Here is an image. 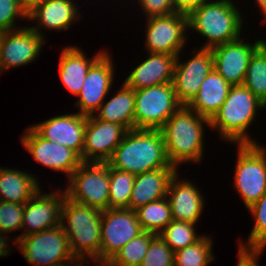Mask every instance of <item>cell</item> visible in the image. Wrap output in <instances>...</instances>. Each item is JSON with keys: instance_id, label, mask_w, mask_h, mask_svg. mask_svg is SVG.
Returning <instances> with one entry per match:
<instances>
[{"instance_id": "cell-1", "label": "cell", "mask_w": 266, "mask_h": 266, "mask_svg": "<svg viewBox=\"0 0 266 266\" xmlns=\"http://www.w3.org/2000/svg\"><path fill=\"white\" fill-rule=\"evenodd\" d=\"M205 126L211 128L209 119L182 105L160 129L169 163L177 170L183 163L197 164L202 161Z\"/></svg>"}, {"instance_id": "cell-2", "label": "cell", "mask_w": 266, "mask_h": 266, "mask_svg": "<svg viewBox=\"0 0 266 266\" xmlns=\"http://www.w3.org/2000/svg\"><path fill=\"white\" fill-rule=\"evenodd\" d=\"M107 163L112 168L134 175L175 168L167 158L161 130L150 129L128 130Z\"/></svg>"}, {"instance_id": "cell-3", "label": "cell", "mask_w": 266, "mask_h": 266, "mask_svg": "<svg viewBox=\"0 0 266 266\" xmlns=\"http://www.w3.org/2000/svg\"><path fill=\"white\" fill-rule=\"evenodd\" d=\"M265 109L266 105L247 87L231 86L226 100L210 120L209 130H217L219 139L230 144H258L248 130L256 121L257 113Z\"/></svg>"}, {"instance_id": "cell-4", "label": "cell", "mask_w": 266, "mask_h": 266, "mask_svg": "<svg viewBox=\"0 0 266 266\" xmlns=\"http://www.w3.org/2000/svg\"><path fill=\"white\" fill-rule=\"evenodd\" d=\"M234 0H210L188 16V28L200 34L205 42L202 47L215 46L239 39L244 27L239 3ZM237 5V6H236Z\"/></svg>"}, {"instance_id": "cell-5", "label": "cell", "mask_w": 266, "mask_h": 266, "mask_svg": "<svg viewBox=\"0 0 266 266\" xmlns=\"http://www.w3.org/2000/svg\"><path fill=\"white\" fill-rule=\"evenodd\" d=\"M101 221L102 210L65 196L60 225L76 259H100Z\"/></svg>"}, {"instance_id": "cell-6", "label": "cell", "mask_w": 266, "mask_h": 266, "mask_svg": "<svg viewBox=\"0 0 266 266\" xmlns=\"http://www.w3.org/2000/svg\"><path fill=\"white\" fill-rule=\"evenodd\" d=\"M234 189L248 208L266 193V145H237Z\"/></svg>"}, {"instance_id": "cell-7", "label": "cell", "mask_w": 266, "mask_h": 266, "mask_svg": "<svg viewBox=\"0 0 266 266\" xmlns=\"http://www.w3.org/2000/svg\"><path fill=\"white\" fill-rule=\"evenodd\" d=\"M66 181L68 185L64 191L67 198L102 211L109 209L108 163L82 162Z\"/></svg>"}, {"instance_id": "cell-8", "label": "cell", "mask_w": 266, "mask_h": 266, "mask_svg": "<svg viewBox=\"0 0 266 266\" xmlns=\"http://www.w3.org/2000/svg\"><path fill=\"white\" fill-rule=\"evenodd\" d=\"M17 248L32 266H70L76 260L61 225L21 236Z\"/></svg>"}, {"instance_id": "cell-9", "label": "cell", "mask_w": 266, "mask_h": 266, "mask_svg": "<svg viewBox=\"0 0 266 266\" xmlns=\"http://www.w3.org/2000/svg\"><path fill=\"white\" fill-rule=\"evenodd\" d=\"M135 129L160 130L182 106L173 83L135 90Z\"/></svg>"}, {"instance_id": "cell-10", "label": "cell", "mask_w": 266, "mask_h": 266, "mask_svg": "<svg viewBox=\"0 0 266 266\" xmlns=\"http://www.w3.org/2000/svg\"><path fill=\"white\" fill-rule=\"evenodd\" d=\"M144 49L151 53L178 56L188 43V16L173 12L145 21Z\"/></svg>"}, {"instance_id": "cell-11", "label": "cell", "mask_w": 266, "mask_h": 266, "mask_svg": "<svg viewBox=\"0 0 266 266\" xmlns=\"http://www.w3.org/2000/svg\"><path fill=\"white\" fill-rule=\"evenodd\" d=\"M142 232L135 210L129 208L103 210L100 260L110 261L125 244Z\"/></svg>"}, {"instance_id": "cell-12", "label": "cell", "mask_w": 266, "mask_h": 266, "mask_svg": "<svg viewBox=\"0 0 266 266\" xmlns=\"http://www.w3.org/2000/svg\"><path fill=\"white\" fill-rule=\"evenodd\" d=\"M106 50L89 68L80 90L79 99L74 103L79 114L93 115L100 108L115 79V63L112 54Z\"/></svg>"}, {"instance_id": "cell-13", "label": "cell", "mask_w": 266, "mask_h": 266, "mask_svg": "<svg viewBox=\"0 0 266 266\" xmlns=\"http://www.w3.org/2000/svg\"><path fill=\"white\" fill-rule=\"evenodd\" d=\"M45 43L46 39L29 26L1 32L0 73L34 63L33 61L37 60Z\"/></svg>"}, {"instance_id": "cell-14", "label": "cell", "mask_w": 266, "mask_h": 266, "mask_svg": "<svg viewBox=\"0 0 266 266\" xmlns=\"http://www.w3.org/2000/svg\"><path fill=\"white\" fill-rule=\"evenodd\" d=\"M55 192L43 193L42 188L24 204L22 234L14 236V244L21 236H27L61 224V212L65 191L59 187ZM60 192V193H59Z\"/></svg>"}, {"instance_id": "cell-15", "label": "cell", "mask_w": 266, "mask_h": 266, "mask_svg": "<svg viewBox=\"0 0 266 266\" xmlns=\"http://www.w3.org/2000/svg\"><path fill=\"white\" fill-rule=\"evenodd\" d=\"M24 133L20 137L21 144L40 165L63 172L69 178L82 163L74 150L42 138L31 126H27Z\"/></svg>"}, {"instance_id": "cell-16", "label": "cell", "mask_w": 266, "mask_h": 266, "mask_svg": "<svg viewBox=\"0 0 266 266\" xmlns=\"http://www.w3.org/2000/svg\"><path fill=\"white\" fill-rule=\"evenodd\" d=\"M75 0H28L27 20L35 23L29 26L40 36L46 38L42 32L67 31L82 17L78 4ZM35 21V22H34Z\"/></svg>"}, {"instance_id": "cell-17", "label": "cell", "mask_w": 266, "mask_h": 266, "mask_svg": "<svg viewBox=\"0 0 266 266\" xmlns=\"http://www.w3.org/2000/svg\"><path fill=\"white\" fill-rule=\"evenodd\" d=\"M192 51L193 56L186 62H181V53L177 56L172 81L178 101L186 106L197 95L202 82L213 69L211 49L197 50L196 47Z\"/></svg>"}, {"instance_id": "cell-18", "label": "cell", "mask_w": 266, "mask_h": 266, "mask_svg": "<svg viewBox=\"0 0 266 266\" xmlns=\"http://www.w3.org/2000/svg\"><path fill=\"white\" fill-rule=\"evenodd\" d=\"M240 37L231 42L211 48L213 68L231 85H243L247 67L253 53L266 41L254 43Z\"/></svg>"}, {"instance_id": "cell-19", "label": "cell", "mask_w": 266, "mask_h": 266, "mask_svg": "<svg viewBox=\"0 0 266 266\" xmlns=\"http://www.w3.org/2000/svg\"><path fill=\"white\" fill-rule=\"evenodd\" d=\"M127 129L117 123L87 116L82 162L107 163L124 139Z\"/></svg>"}, {"instance_id": "cell-20", "label": "cell", "mask_w": 266, "mask_h": 266, "mask_svg": "<svg viewBox=\"0 0 266 266\" xmlns=\"http://www.w3.org/2000/svg\"><path fill=\"white\" fill-rule=\"evenodd\" d=\"M87 115L66 113L31 125L44 139L74 150L82 160Z\"/></svg>"}, {"instance_id": "cell-21", "label": "cell", "mask_w": 266, "mask_h": 266, "mask_svg": "<svg viewBox=\"0 0 266 266\" xmlns=\"http://www.w3.org/2000/svg\"><path fill=\"white\" fill-rule=\"evenodd\" d=\"M176 173L170 179L167 198L170 202L173 220L199 223L205 208V198L193 181L182 180ZM194 183V184H193Z\"/></svg>"}, {"instance_id": "cell-22", "label": "cell", "mask_w": 266, "mask_h": 266, "mask_svg": "<svg viewBox=\"0 0 266 266\" xmlns=\"http://www.w3.org/2000/svg\"><path fill=\"white\" fill-rule=\"evenodd\" d=\"M147 58L133 68L124 83L138 90L145 87L172 83L177 56L147 52Z\"/></svg>"}, {"instance_id": "cell-23", "label": "cell", "mask_w": 266, "mask_h": 266, "mask_svg": "<svg viewBox=\"0 0 266 266\" xmlns=\"http://www.w3.org/2000/svg\"><path fill=\"white\" fill-rule=\"evenodd\" d=\"M105 51L102 49L88 58L79 46L65 45L62 52H60L58 64V73L64 88L77 97L89 68Z\"/></svg>"}, {"instance_id": "cell-24", "label": "cell", "mask_w": 266, "mask_h": 266, "mask_svg": "<svg viewBox=\"0 0 266 266\" xmlns=\"http://www.w3.org/2000/svg\"><path fill=\"white\" fill-rule=\"evenodd\" d=\"M176 168H161L135 175L129 209L136 210L152 201L167 197L170 179Z\"/></svg>"}, {"instance_id": "cell-25", "label": "cell", "mask_w": 266, "mask_h": 266, "mask_svg": "<svg viewBox=\"0 0 266 266\" xmlns=\"http://www.w3.org/2000/svg\"><path fill=\"white\" fill-rule=\"evenodd\" d=\"M230 88L231 85L213 68L187 106L211 120L226 100Z\"/></svg>"}, {"instance_id": "cell-26", "label": "cell", "mask_w": 266, "mask_h": 266, "mask_svg": "<svg viewBox=\"0 0 266 266\" xmlns=\"http://www.w3.org/2000/svg\"><path fill=\"white\" fill-rule=\"evenodd\" d=\"M39 183L35 174L0 167V201L25 204L41 189Z\"/></svg>"}, {"instance_id": "cell-27", "label": "cell", "mask_w": 266, "mask_h": 266, "mask_svg": "<svg viewBox=\"0 0 266 266\" xmlns=\"http://www.w3.org/2000/svg\"><path fill=\"white\" fill-rule=\"evenodd\" d=\"M109 101L102 103L94 115L103 121L117 123L127 130L135 129V90L124 82Z\"/></svg>"}, {"instance_id": "cell-28", "label": "cell", "mask_w": 266, "mask_h": 266, "mask_svg": "<svg viewBox=\"0 0 266 266\" xmlns=\"http://www.w3.org/2000/svg\"><path fill=\"white\" fill-rule=\"evenodd\" d=\"M143 231L159 235L173 220L170 202L167 197L152 201L135 210Z\"/></svg>"}, {"instance_id": "cell-29", "label": "cell", "mask_w": 266, "mask_h": 266, "mask_svg": "<svg viewBox=\"0 0 266 266\" xmlns=\"http://www.w3.org/2000/svg\"><path fill=\"white\" fill-rule=\"evenodd\" d=\"M247 209L254 219V226L246 242L239 240L238 251L263 253L266 249V193Z\"/></svg>"}, {"instance_id": "cell-30", "label": "cell", "mask_w": 266, "mask_h": 266, "mask_svg": "<svg viewBox=\"0 0 266 266\" xmlns=\"http://www.w3.org/2000/svg\"><path fill=\"white\" fill-rule=\"evenodd\" d=\"M243 85L266 105V41L251 56Z\"/></svg>"}, {"instance_id": "cell-31", "label": "cell", "mask_w": 266, "mask_h": 266, "mask_svg": "<svg viewBox=\"0 0 266 266\" xmlns=\"http://www.w3.org/2000/svg\"><path fill=\"white\" fill-rule=\"evenodd\" d=\"M213 253V238L204 234L196 243L175 251L174 266H209L215 261Z\"/></svg>"}, {"instance_id": "cell-32", "label": "cell", "mask_w": 266, "mask_h": 266, "mask_svg": "<svg viewBox=\"0 0 266 266\" xmlns=\"http://www.w3.org/2000/svg\"><path fill=\"white\" fill-rule=\"evenodd\" d=\"M155 236L154 233L143 231L125 244L109 262L113 266H140Z\"/></svg>"}, {"instance_id": "cell-33", "label": "cell", "mask_w": 266, "mask_h": 266, "mask_svg": "<svg viewBox=\"0 0 266 266\" xmlns=\"http://www.w3.org/2000/svg\"><path fill=\"white\" fill-rule=\"evenodd\" d=\"M197 233L195 224L172 220L159 235L175 252L196 243L204 236Z\"/></svg>"}, {"instance_id": "cell-34", "label": "cell", "mask_w": 266, "mask_h": 266, "mask_svg": "<svg viewBox=\"0 0 266 266\" xmlns=\"http://www.w3.org/2000/svg\"><path fill=\"white\" fill-rule=\"evenodd\" d=\"M135 175L110 166L109 208H129Z\"/></svg>"}, {"instance_id": "cell-35", "label": "cell", "mask_w": 266, "mask_h": 266, "mask_svg": "<svg viewBox=\"0 0 266 266\" xmlns=\"http://www.w3.org/2000/svg\"><path fill=\"white\" fill-rule=\"evenodd\" d=\"M28 0H0V32L12 31L24 26L17 19L27 21Z\"/></svg>"}, {"instance_id": "cell-36", "label": "cell", "mask_w": 266, "mask_h": 266, "mask_svg": "<svg viewBox=\"0 0 266 266\" xmlns=\"http://www.w3.org/2000/svg\"><path fill=\"white\" fill-rule=\"evenodd\" d=\"M174 253L160 235H156L140 266H174Z\"/></svg>"}, {"instance_id": "cell-37", "label": "cell", "mask_w": 266, "mask_h": 266, "mask_svg": "<svg viewBox=\"0 0 266 266\" xmlns=\"http://www.w3.org/2000/svg\"><path fill=\"white\" fill-rule=\"evenodd\" d=\"M24 204L0 201V232L7 235L22 230Z\"/></svg>"}, {"instance_id": "cell-38", "label": "cell", "mask_w": 266, "mask_h": 266, "mask_svg": "<svg viewBox=\"0 0 266 266\" xmlns=\"http://www.w3.org/2000/svg\"><path fill=\"white\" fill-rule=\"evenodd\" d=\"M145 18L171 14L174 11L173 0H137Z\"/></svg>"}, {"instance_id": "cell-39", "label": "cell", "mask_w": 266, "mask_h": 266, "mask_svg": "<svg viewBox=\"0 0 266 266\" xmlns=\"http://www.w3.org/2000/svg\"><path fill=\"white\" fill-rule=\"evenodd\" d=\"M210 0H173L174 11L189 16L195 9Z\"/></svg>"}, {"instance_id": "cell-40", "label": "cell", "mask_w": 266, "mask_h": 266, "mask_svg": "<svg viewBox=\"0 0 266 266\" xmlns=\"http://www.w3.org/2000/svg\"><path fill=\"white\" fill-rule=\"evenodd\" d=\"M238 261L237 266H260L258 263L259 257L262 253L258 252H237Z\"/></svg>"}, {"instance_id": "cell-41", "label": "cell", "mask_w": 266, "mask_h": 266, "mask_svg": "<svg viewBox=\"0 0 266 266\" xmlns=\"http://www.w3.org/2000/svg\"><path fill=\"white\" fill-rule=\"evenodd\" d=\"M91 260H92V264L95 263V265L93 264V266H113L108 260H100L96 258L95 259H88V258L87 259H76L70 266H88V264H91ZM86 262H87V265H84L86 264Z\"/></svg>"}, {"instance_id": "cell-42", "label": "cell", "mask_w": 266, "mask_h": 266, "mask_svg": "<svg viewBox=\"0 0 266 266\" xmlns=\"http://www.w3.org/2000/svg\"><path fill=\"white\" fill-rule=\"evenodd\" d=\"M11 246L12 245L9 244V237L0 232V257L10 255Z\"/></svg>"}, {"instance_id": "cell-43", "label": "cell", "mask_w": 266, "mask_h": 266, "mask_svg": "<svg viewBox=\"0 0 266 266\" xmlns=\"http://www.w3.org/2000/svg\"><path fill=\"white\" fill-rule=\"evenodd\" d=\"M255 4L257 3V7L259 8L260 12H262L263 18L265 19L264 21L266 22V0H254Z\"/></svg>"}]
</instances>
